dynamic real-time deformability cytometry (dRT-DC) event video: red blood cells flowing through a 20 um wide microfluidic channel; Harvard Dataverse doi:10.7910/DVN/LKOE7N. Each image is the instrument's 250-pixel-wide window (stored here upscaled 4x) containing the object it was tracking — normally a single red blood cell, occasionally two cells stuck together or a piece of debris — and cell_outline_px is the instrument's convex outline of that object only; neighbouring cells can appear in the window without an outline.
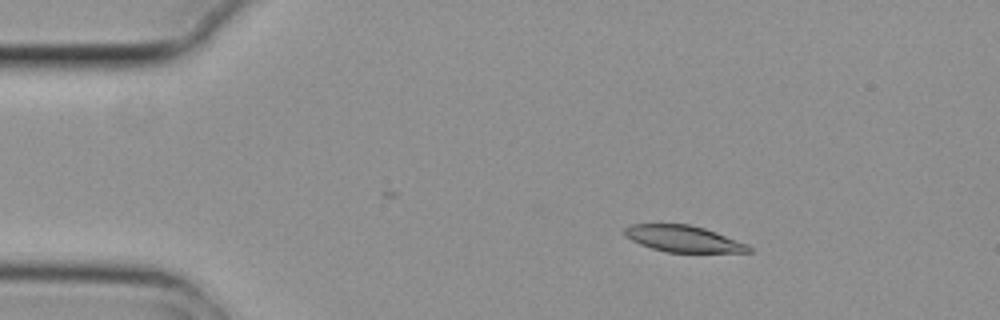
{"species": "common noctule bat (a hibernating species)", "species_latin": "Nyctalus noctula", "temperature_condition": "cold", "stored_images_in_passage": 4, "camera_frame_rate_fps": 3000, "um_per_image_px": 0.085, "animal": {"sex": "female", "body_mass_g": 29.2, "forearm_length_mm": 56.3}, "frame": {"image": 1, "passage_image": 2, "time_ms": 0.333, "image_size_px": [1000, 320], "cell_outline_px": [[752, 252], [668, 252], [652, 248], [640, 244], [624, 236], [624, 228], [632, 224], [688, 224], [704, 228], [716, 232], [748, 244], [752, 248]], "centroid_in_image_um": [58.09, 20.29], "position_along_channel_um": 26.9, "area_um2": 19.02}}
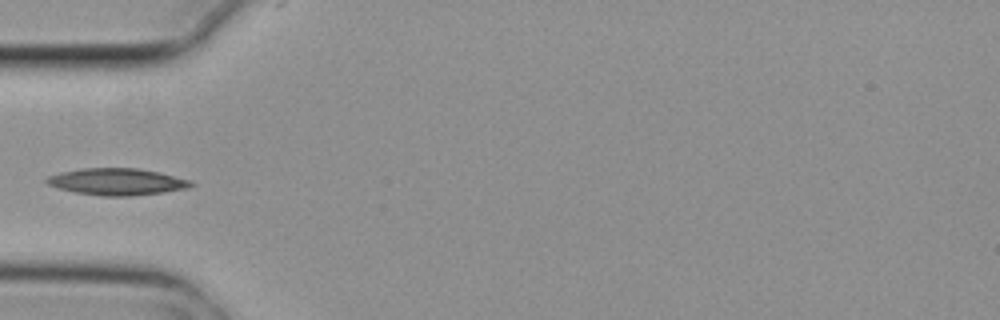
{"frame": {"image": 2, "passage_image": 4, "time_ms": 1.0, "image_size_px": [1000, 320], "cell_outline_px": [[196, 184], [188, 188], [164, 192], [132, 196], [100, 196], [76, 192], [60, 188], [48, 184], [44, 180], [48, 176], [60, 172], [80, 168], [140, 168], [160, 172], [192, 180]], "centroid_in_image_um": [9.99, 15.44], "position_along_channel_um": 75.0, "area_um2": 22.72}}